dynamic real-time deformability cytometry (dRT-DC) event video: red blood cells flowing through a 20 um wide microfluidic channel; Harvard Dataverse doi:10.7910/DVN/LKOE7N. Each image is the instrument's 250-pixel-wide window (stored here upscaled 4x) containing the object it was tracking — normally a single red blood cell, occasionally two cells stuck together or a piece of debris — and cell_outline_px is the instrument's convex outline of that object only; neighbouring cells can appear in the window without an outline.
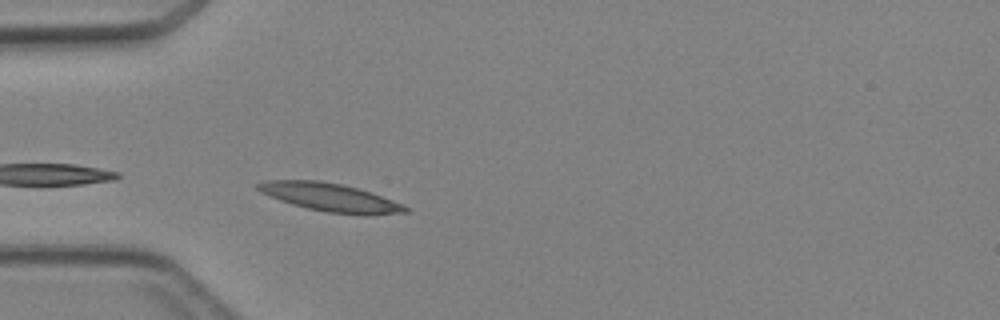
{"species": "Egyptian fruit bat (a non-hibernating species)", "species_latin": "Rousettus aegyptiacus", "temperature_condition": "cold", "stored_images_in_passage": 4, "camera_frame_rate_fps": 3000, "um_per_image_px": 0.085, "animal": {"sex": "female"}, "frame": {"image": 1, "passage_image": 1, "time_ms": 0.0, "image_size_px": [1000, 320], "cell_outline_px": [[408, 212], [368, 216], [364, 216], [328, 212], [308, 208], [292, 204], [280, 200], [260, 192], [256, 188], [256, 184], [264, 180], [320, 180], [340, 184], [372, 192], [404, 204], [408, 208]], "centroid_in_image_um": [28.1, 16.78], "position_along_channel_um": 56.9, "area_um2": 24.39}}